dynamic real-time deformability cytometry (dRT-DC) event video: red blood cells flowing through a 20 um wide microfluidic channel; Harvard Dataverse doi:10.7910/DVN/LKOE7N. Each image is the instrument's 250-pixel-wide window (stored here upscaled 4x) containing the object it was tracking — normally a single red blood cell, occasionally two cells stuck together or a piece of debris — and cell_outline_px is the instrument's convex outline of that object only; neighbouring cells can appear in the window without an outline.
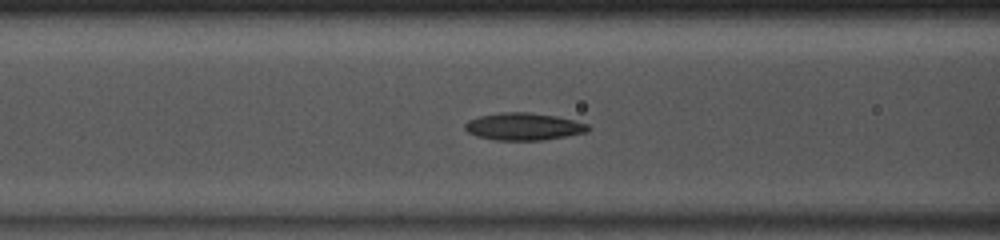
{"species": "common noctule bat (a hibernating species)", "species_latin": "Nyctalus noctula", "temperature_condition": "room temperature", "stored_images_in_passage": 43, "camera_frame_rate_fps": 3000, "um_per_image_px": 0.085, "animal": {"sex": "male", "body_mass_g": 13.0, "forearm_length_mm": 53.1}, "frame": {"image": 1, "passage_image": 13, "time_ms": 4.0, "image_size_px": [1000, 240], "cell_outline_px": [[592, 128], [588, 132], [568, 136], [544, 140], [496, 140], [476, 136], [468, 132], [464, 128], [464, 124], [468, 120], [480, 116], [500, 112], [528, 112], [556, 116], [576, 120], [588, 124]], "centroid_in_image_um": [44.54, 10.76], "position_along_channel_um": 122.1, "area_um2": 19.83}}
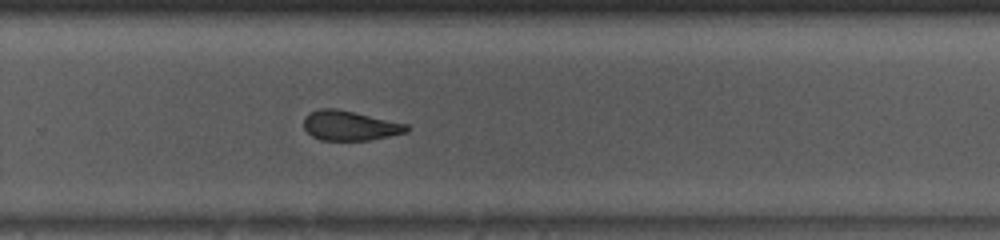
{"frame": {"image": 2, "passage_image": 26, "time_ms": 8.333, "image_size_px": [1000, 240], "cell_outline_px": [[408, 132], [372, 140], [320, 140], [312, 136], [304, 128], [304, 116], [320, 108], [336, 108], [408, 124]], "centroid_in_image_um": [29.74, 10.68], "position_along_channel_um": 300.1, "area_um2": 17.8}}
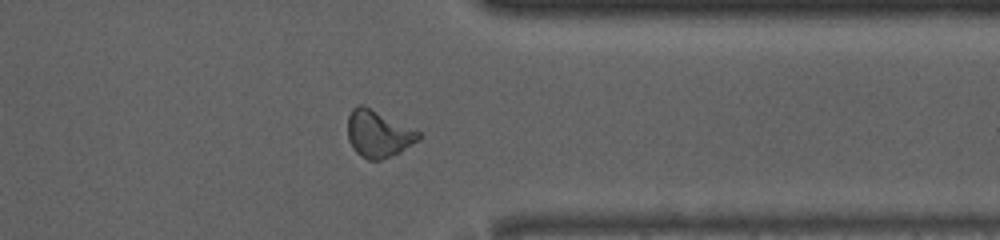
{"frame": {"image": 3, "passage_image": 32, "time_ms": 10.333, "image_size_px": [1000, 240], "cell_outline_px": [[420, 140], [400, 152], [380, 160], [368, 160], [356, 152], [352, 148], [348, 140], [348, 116], [352, 108], [356, 104], [364, 104], [420, 132]], "centroid_in_image_um": [32.13, 11.36], "position_along_channel_um": 379.3, "area_um2": 19.48}, "authors_computed_cell_mechanics": {"area_um2": 19.5942, "velocity_mm_per_s": 4.1111, "shape_relaxation_time_tau1_ms": null, "shape_relaxation_time_tau2_ms": 2.6813, "deformation_change_tau1": null, "deformation_change_tau2": 0.1032}}